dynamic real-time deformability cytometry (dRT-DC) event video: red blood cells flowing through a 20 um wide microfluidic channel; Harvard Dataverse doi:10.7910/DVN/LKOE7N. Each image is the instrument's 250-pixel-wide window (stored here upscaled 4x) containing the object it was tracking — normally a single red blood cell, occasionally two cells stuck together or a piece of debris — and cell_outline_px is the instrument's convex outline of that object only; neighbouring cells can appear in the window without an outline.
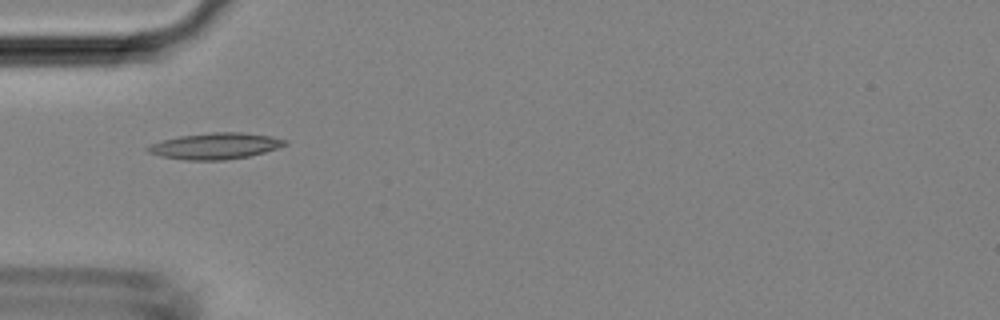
{"species": "Egyptian fruit bat (a non-hibernating species)", "species_latin": "Rousettus aegyptiacus", "temperature_condition": "room temperature", "stored_images_in_passage": 4, "camera_frame_rate_fps": 3000, "um_per_image_px": 0.085, "animal": {"sex": "female"}, "frame": {"image": 1, "passage_image": 4, "time_ms": 1.0, "image_size_px": [1000, 320], "cell_outline_px": [[288, 144], [264, 152], [248, 156], [224, 160], [184, 160], [160, 156], [148, 152], [144, 148], [160, 140], [180, 136], [212, 132], [244, 132], [272, 136], [288, 140]], "centroid_in_image_um": [18.29, 12.4], "position_along_channel_um": 66.7, "area_um2": 21.04}}